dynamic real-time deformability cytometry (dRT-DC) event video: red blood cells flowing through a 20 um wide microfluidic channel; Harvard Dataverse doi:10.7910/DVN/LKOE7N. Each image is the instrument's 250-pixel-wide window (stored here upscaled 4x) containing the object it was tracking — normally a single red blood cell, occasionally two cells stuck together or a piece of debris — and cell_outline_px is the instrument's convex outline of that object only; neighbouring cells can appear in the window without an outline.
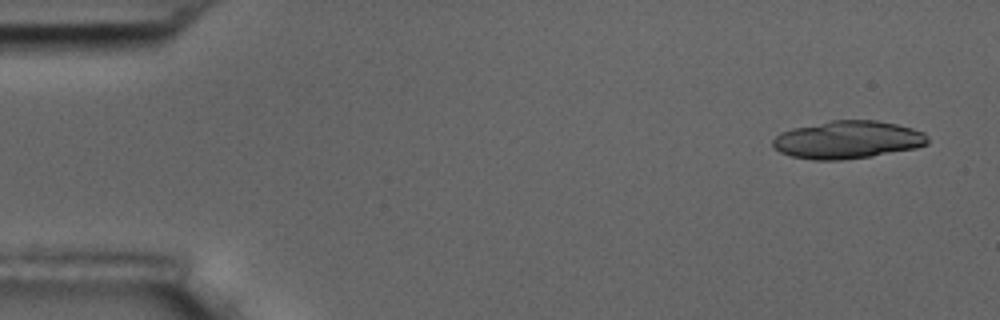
{"species": "common noctule bat (a hibernating species)", "species_latin": "Nyctalus noctula", "temperature_condition": "room temperature", "stored_images_in_passage": 34, "camera_frame_rate_fps": 3000, "um_per_image_px": 0.085, "animal": {"sex": "male", "body_mass_g": 17.5, "forearm_length_mm": 52.3}, "frame": {"image": 1, "passage_image": 1, "time_ms": 0.0, "image_size_px": [1000, 320], "cell_outline_px": [[928, 144], [916, 148], [872, 156], [840, 160], [812, 160], [792, 156], [780, 152], [772, 144], [772, 140], [780, 132], [792, 128], [832, 120], [876, 120], [896, 124], [912, 128], [924, 132], [928, 136]], "centroid_in_image_um": [72.06, 11.88], "position_along_channel_um": 12.9, "area_um2": 34.16}}
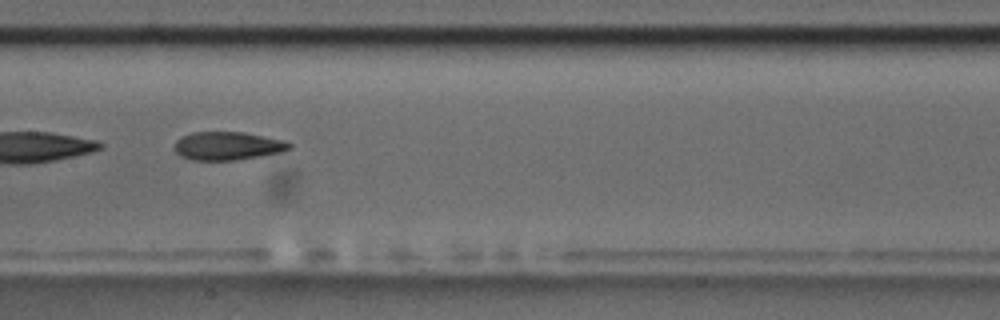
{"frame": {"image": 2, "passage_image": 26, "time_ms": 8.333, "image_size_px": [1000, 320], "cell_outline_px": [[292, 148], [284, 152], [236, 160], [192, 160], [180, 156], [172, 148], [176, 140], [180, 136], [192, 132], [244, 132], [284, 140], [292, 144]], "centroid_in_image_um": [19.33, 12.4], "position_along_channel_um": 188.1, "area_um2": 19.25}}